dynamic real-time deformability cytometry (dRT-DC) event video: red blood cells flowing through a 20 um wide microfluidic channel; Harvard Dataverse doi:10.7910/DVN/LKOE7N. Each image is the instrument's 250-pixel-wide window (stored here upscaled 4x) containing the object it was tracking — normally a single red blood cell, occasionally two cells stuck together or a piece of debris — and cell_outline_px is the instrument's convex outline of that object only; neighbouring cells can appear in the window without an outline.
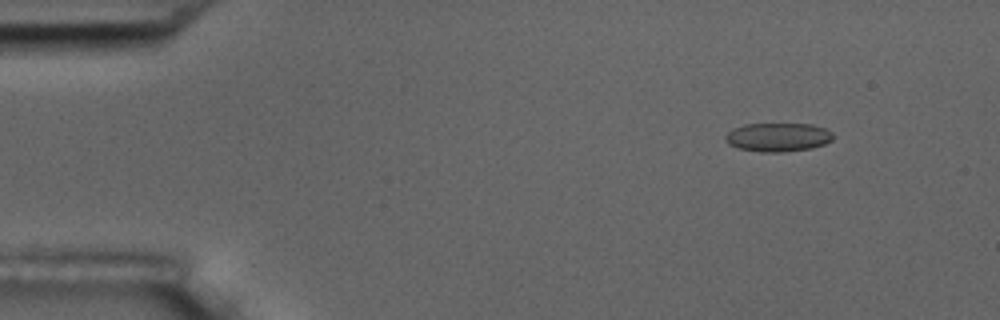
{"species": "common noctule bat (a hibernating species)", "species_latin": "Nyctalus noctula", "temperature_condition": "room temperature", "stored_images_in_passage": 55, "camera_frame_rate_fps": 3000, "um_per_image_px": 0.085, "animal": {"sex": "male", "body_mass_g": 17.5, "forearm_length_mm": 52.3}, "frame": {"image": 1, "passage_image": 6, "time_ms": 1.667, "image_size_px": [1000, 320], "cell_outline_px": [[832, 140], [824, 144], [812, 148], [780, 152], [760, 152], [740, 148], [728, 144], [724, 140], [724, 136], [732, 128], [744, 124], [812, 124], [824, 128], [832, 132]], "centroid_in_image_um": [66.09, 11.65], "position_along_channel_um": 18.9, "area_um2": 18.03}}
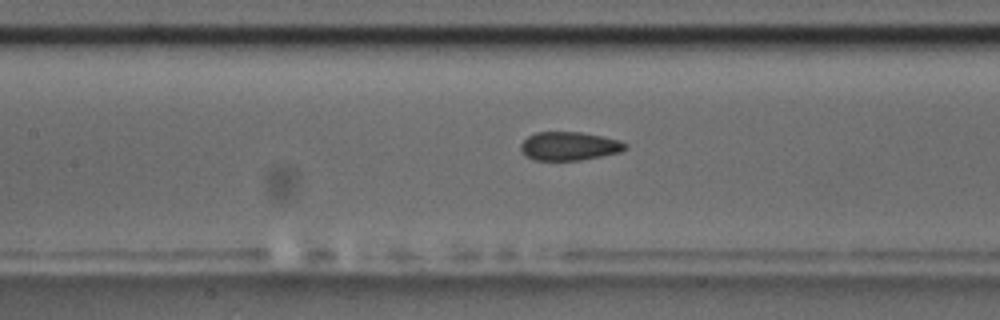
{"frame": {"image": 2, "passage_image": 25, "time_ms": 8.0, "image_size_px": [1000, 320], "cell_outline_px": [[628, 148], [620, 152], [580, 160], [536, 160], [524, 156], [520, 152], [520, 144], [528, 136], [536, 132], [580, 132], [620, 140], [628, 144]], "centroid_in_image_um": [48.36, 12.42], "position_along_channel_um": 159.0, "area_um2": 17.46}}
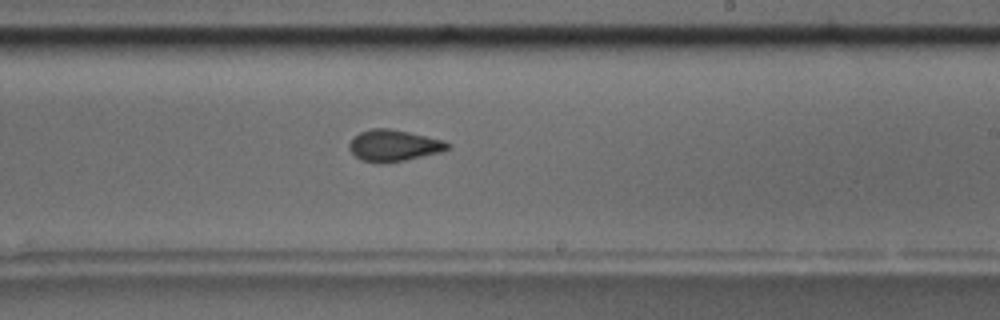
{"frame": {"image": 3, "passage_image": 33, "time_ms": 10.667, "image_size_px": [1000, 320], "cell_outline_px": [[452, 148], [440, 152], [404, 160], [360, 160], [348, 148], [348, 144], [352, 136], [360, 132], [372, 128], [388, 128], [408, 132], [444, 140], [452, 144]], "centroid_in_image_um": [33.49, 12.32], "position_along_channel_um": 255.5, "area_um2": 17.57}, "authors_computed_cell_mechanics": {"area_um2": 17.9758, "velocity_mm_per_s": 3.6355, "shape_relaxation_time_tau1_ms": null, "shape_relaxation_time_tau2_ms": 2.725, "deformation_change_tau1": null, "deformation_change_tau2": 0.0865}}